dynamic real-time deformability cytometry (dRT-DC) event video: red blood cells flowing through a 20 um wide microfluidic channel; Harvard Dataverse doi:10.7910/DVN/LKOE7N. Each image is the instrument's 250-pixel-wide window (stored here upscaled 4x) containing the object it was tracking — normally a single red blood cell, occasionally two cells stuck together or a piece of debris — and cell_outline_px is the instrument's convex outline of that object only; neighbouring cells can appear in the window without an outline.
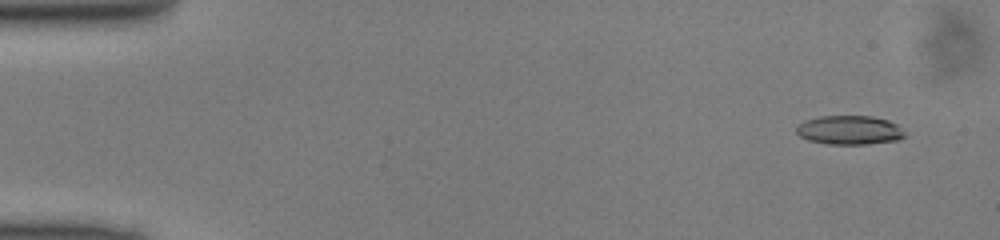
{"species": "common noctule bat (a hibernating species)", "species_latin": "Nyctalus noctula", "temperature_condition": "cold", "stored_images_in_passage": 49, "camera_frame_rate_fps": 3000, "um_per_image_px": 0.085, "animal": {"sex": "male", "body_mass_g": 13.0, "forearm_length_mm": 53.1}, "frame": {"image": 1, "passage_image": 3, "time_ms": 0.667, "image_size_px": [1000, 240], "cell_outline_px": [[908, 136], [896, 140], [868, 144], [828, 144], [808, 140], [800, 136], [796, 132], [796, 124], [804, 120], [820, 116], [872, 116], [888, 120], [896, 124], [908, 132]], "centroid_in_image_um": [72.22, 11.05], "position_along_channel_um": 12.8, "area_um2": 18.61}}
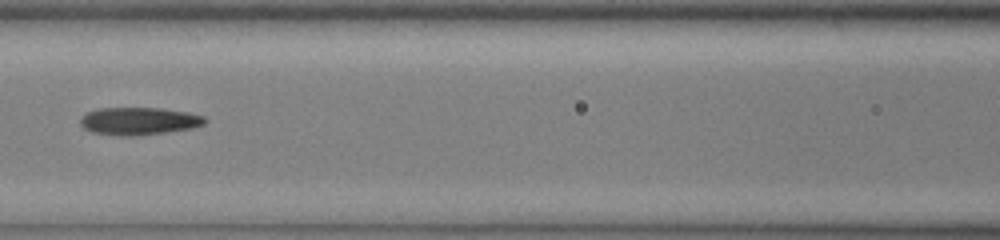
{"frame": {"image": 2, "passage_image": 22, "time_ms": 7.0, "image_size_px": [1000, 240], "cell_outline_px": [[208, 120], [204, 124], [192, 128], [164, 132], [132, 136], [120, 136], [92, 132], [84, 128], [80, 124], [80, 116], [88, 112], [100, 108], [160, 108], [188, 112], [204, 116]], "centroid_in_image_um": [11.8, 10.29], "position_along_channel_um": 154.8, "area_um2": 20.0}}
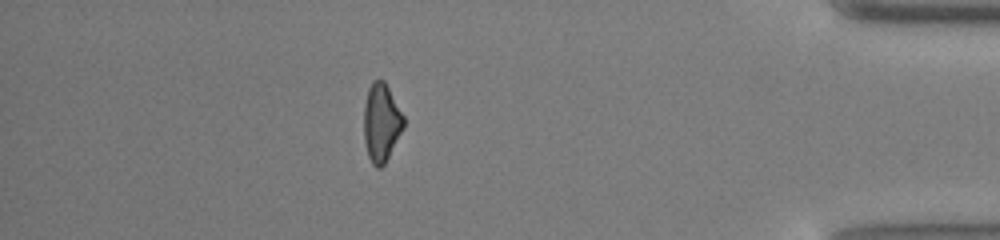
{"frame": {"image": 3, "passage_image": 43, "time_ms": 14.0, "image_size_px": [1000, 240], "cell_outline_px": [[404, 128], [384, 164], [380, 168], [376, 168], [372, 164], [368, 156], [364, 144], [364, 104], [368, 88], [372, 80], [384, 80], [404, 116]], "centroid_in_image_um": [32.4, 10.42], "position_along_channel_um": 402.8, "area_um2": 18.21}}